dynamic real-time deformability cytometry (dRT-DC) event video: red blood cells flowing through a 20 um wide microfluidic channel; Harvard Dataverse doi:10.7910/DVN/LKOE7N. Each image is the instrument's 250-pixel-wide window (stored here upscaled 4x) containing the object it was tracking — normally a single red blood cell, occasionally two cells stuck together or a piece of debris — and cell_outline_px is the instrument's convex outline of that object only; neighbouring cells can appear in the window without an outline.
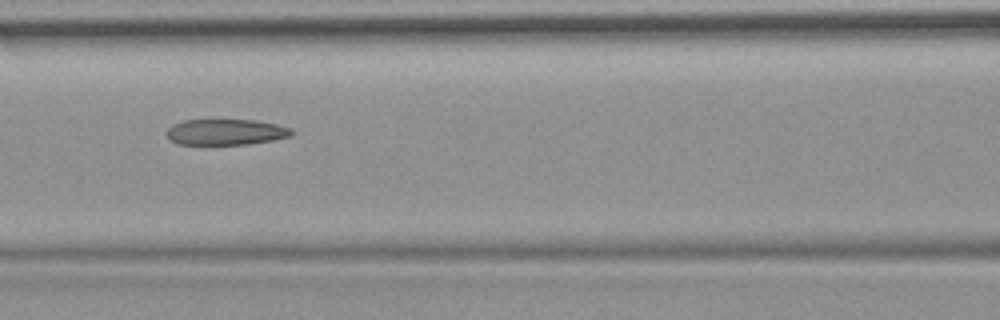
{"species": "common noctule bat (a hibernating species)", "species_latin": "Nyctalus noctula", "temperature_condition": "room temperature", "stored_images_in_passage": 54, "camera_frame_rate_fps": 3000, "um_per_image_px": 0.085, "animal": {"sex": "female", "body_mass_g": 19.9}, "frame": {"image": 1, "passage_image": 24, "time_ms": 7.667, "image_size_px": [1000, 320], "cell_outline_px": [[296, 132], [292, 136], [272, 140], [248, 144], [176, 144], [168, 136], [168, 128], [172, 124], [184, 120], [256, 120], [276, 124], [292, 128]], "centroid_in_image_um": [19.25, 11.22], "position_along_channel_um": 147.3, "area_um2": 18.84}, "authors_computed_cell_mechanics": {"area_um2": 21.2993, "velocity_mm_per_s": 3.7246, "shape_relaxation_time_tau1_ms": null, "shape_relaxation_time_tau2_ms": 3.6116, "deformation_change_tau1": null, "deformation_change_tau2": 0.1182}}